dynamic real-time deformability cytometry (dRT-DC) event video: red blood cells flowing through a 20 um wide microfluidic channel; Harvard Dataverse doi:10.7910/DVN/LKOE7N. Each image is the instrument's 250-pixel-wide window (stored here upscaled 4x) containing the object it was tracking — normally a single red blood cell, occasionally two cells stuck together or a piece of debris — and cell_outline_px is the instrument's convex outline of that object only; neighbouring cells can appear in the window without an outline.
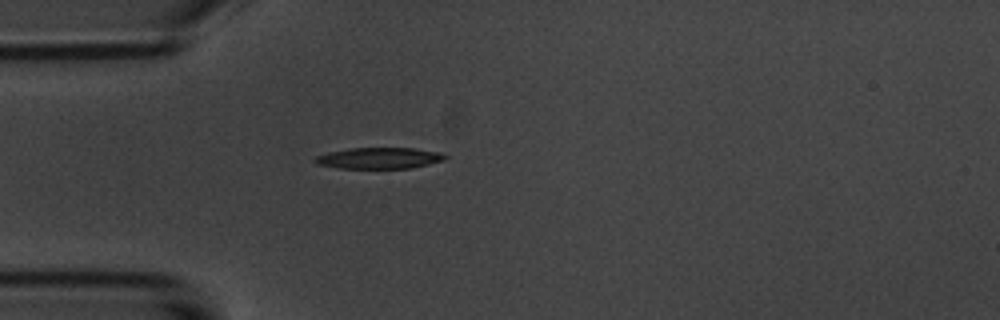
{"species": "common noctule bat (a hibernating species)", "species_latin": "Nyctalus noctula", "temperature_condition": "room temperature", "stored_images_in_passage": 2, "camera_frame_rate_fps": 3000, "um_per_image_px": 0.085, "animal": {"sex": "male", "body_mass_g": 20.1, "forearm_length_mm": 53.5}, "frame": {"image": 1, "passage_image": 2, "time_ms": 1.333, "image_size_px": [1000, 320], "cell_outline_px": [[448, 156], [444, 160], [412, 168], [340, 168], [316, 164], [312, 160], [316, 156], [328, 152], [352, 148], [412, 148], [440, 152]], "centroid_in_image_um": [32.22, 13.44], "position_along_channel_um": 52.8, "area_um2": 16.01}}